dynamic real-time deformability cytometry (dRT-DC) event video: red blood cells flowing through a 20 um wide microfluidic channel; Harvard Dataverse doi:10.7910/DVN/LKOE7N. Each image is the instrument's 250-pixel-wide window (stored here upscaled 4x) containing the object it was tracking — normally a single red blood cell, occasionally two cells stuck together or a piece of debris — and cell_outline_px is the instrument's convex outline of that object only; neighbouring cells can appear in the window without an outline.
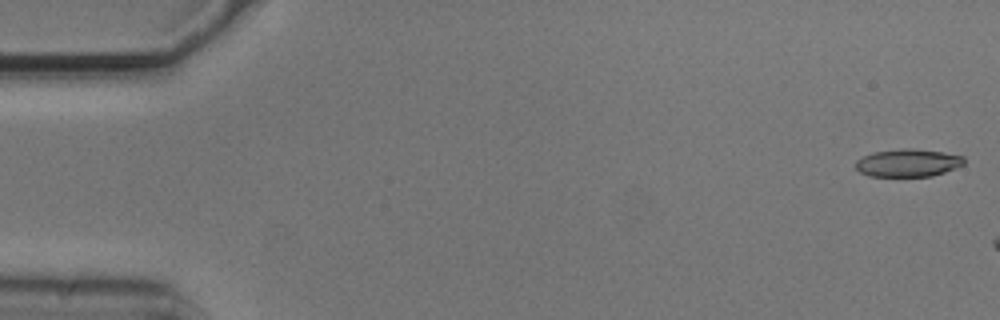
{"species": "common noctule bat (a hibernating species)", "species_latin": "Nyctalus noctula", "temperature_condition": "cold", "stored_images_in_passage": 7, "camera_frame_rate_fps": 3000, "um_per_image_px": 0.085, "animal": {"sex": "male", "body_mass_g": 20.5, "forearm_length_mm": 52.5}, "frame": {"image": 1, "passage_image": 1, "time_ms": 0.0, "image_size_px": [1000, 320], "cell_outline_px": [[964, 164], [944, 172], [932, 176], [868, 176], [860, 172], [856, 168], [856, 160], [872, 152], [900, 148], [908, 148], [944, 152], [964, 156]], "centroid_in_image_um": [77.16, 13.83], "position_along_channel_um": 7.8, "area_um2": 17.51}}